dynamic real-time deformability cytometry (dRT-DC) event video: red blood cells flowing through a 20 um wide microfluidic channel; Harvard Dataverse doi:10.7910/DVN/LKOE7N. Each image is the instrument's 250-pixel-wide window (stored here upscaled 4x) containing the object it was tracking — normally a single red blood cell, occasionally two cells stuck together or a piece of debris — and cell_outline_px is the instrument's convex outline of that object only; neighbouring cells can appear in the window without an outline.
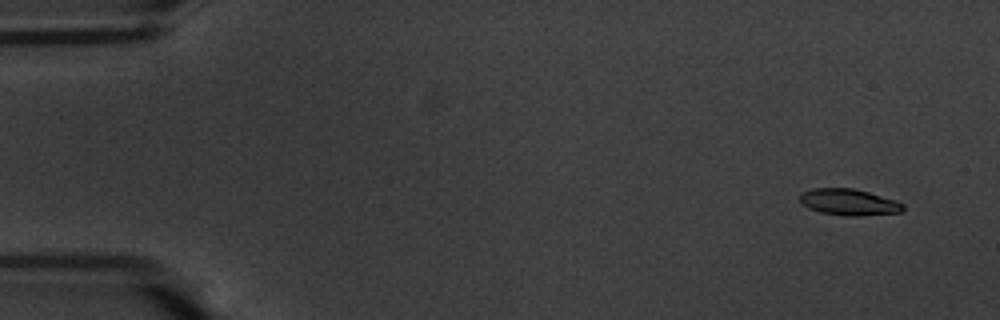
{"species": "common noctule bat (a hibernating species)", "species_latin": "Nyctalus noctula", "temperature_condition": "warm", "stored_images_in_passage": 54, "camera_frame_rate_fps": 3000, "um_per_image_px": 0.085, "animal": {"sex": "male", "body_mass_g": 20.1, "forearm_length_mm": 53.5}, "frame": {"image": 1, "passage_image": 1, "time_ms": 0.0, "image_size_px": [1000, 320], "cell_outline_px": [[904, 208], [900, 212], [860, 216], [844, 216], [820, 212], [808, 208], [800, 200], [800, 192], [812, 188], [852, 188], [868, 192], [896, 200], [904, 204]], "centroid_in_image_um": [72.14, 17.18], "position_along_channel_um": 12.9, "area_um2": 15.9}}
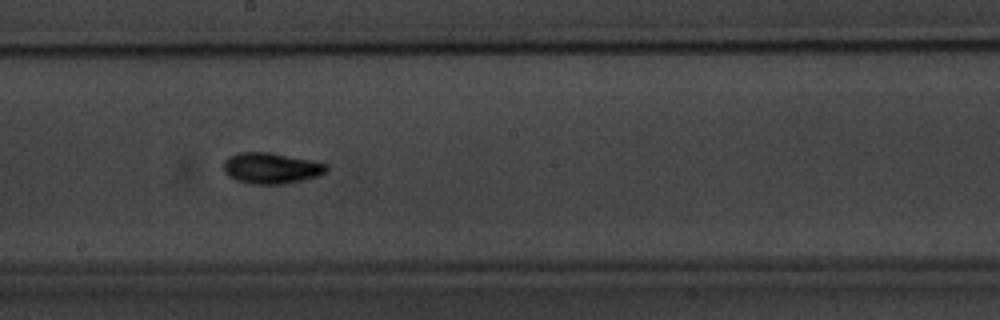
{"frame": {"image": 2, "passage_image": 29, "time_ms": 9.333, "image_size_px": [1000, 320], "cell_outline_px": [[328, 172], [320, 176], [304, 180], [284, 184], [252, 184], [236, 180], [228, 176], [224, 172], [224, 160], [228, 156], [236, 152], [268, 152], [312, 160], [328, 164]], "centroid_in_image_um": [23.07, 14.29], "position_along_channel_um": 225.1, "area_um2": 18.9}}
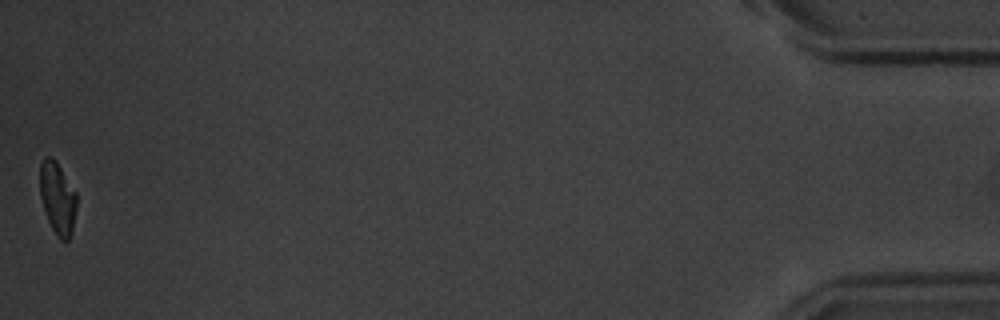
{"frame": {"image": 3, "passage_image": 54, "time_ms": 17.667, "image_size_px": [1000, 320], "cell_outline_px": [[76, 208], [72, 232], [68, 240], [60, 240], [56, 236], [48, 220], [40, 196], [40, 164], [44, 156], [52, 156], [56, 160], [76, 192]], "centroid_in_image_um": [4.89, 16.82], "position_along_channel_um": 430.3, "area_um2": 15.49}, "authors_computed_cell_mechanics": {"area_um2": 16.7909, "velocity_mm_per_s": 3.5828, "shape_relaxation_time_tau1_ms": 2.593, "shape_relaxation_time_tau2_ms": 3.7843, "deformation_change_tau1": 0.175, "deformation_change_tau2": 0.0978}}